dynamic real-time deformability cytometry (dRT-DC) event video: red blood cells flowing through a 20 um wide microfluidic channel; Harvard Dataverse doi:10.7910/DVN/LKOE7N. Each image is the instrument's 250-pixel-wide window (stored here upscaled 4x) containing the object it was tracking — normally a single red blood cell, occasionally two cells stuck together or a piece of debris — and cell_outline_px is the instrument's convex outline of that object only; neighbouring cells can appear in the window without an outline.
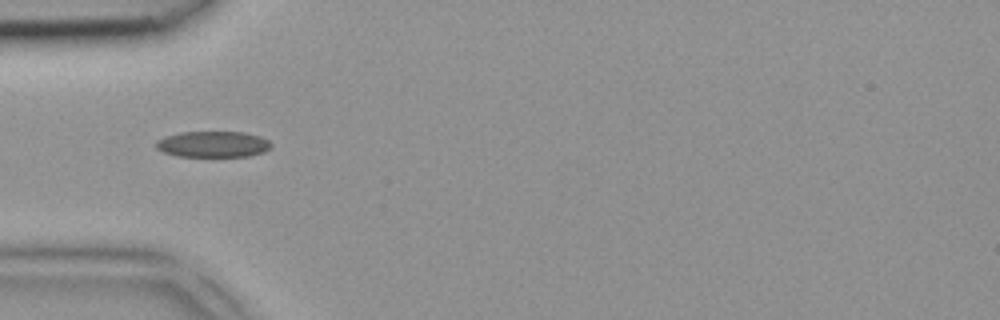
{"species": "common noctule bat (a hibernating species)", "species_latin": "Nyctalus noctula", "temperature_condition": "room temperature", "stored_images_in_passage": 4, "camera_frame_rate_fps": 3000, "um_per_image_px": 0.085, "animal": {"sex": "female", "body_mass_g": 18.4}, "frame": {"image": 1, "passage_image": 4, "time_ms": 1.0, "image_size_px": [1000, 320], "cell_outline_px": [[272, 148], [264, 152], [248, 156], [176, 156], [164, 152], [156, 148], [156, 140], [164, 136], [180, 132], [244, 132], [260, 136], [268, 140], [272, 144]], "centroid_in_image_um": [18.11, 12.25], "position_along_channel_um": 66.9, "area_um2": 17.57}}